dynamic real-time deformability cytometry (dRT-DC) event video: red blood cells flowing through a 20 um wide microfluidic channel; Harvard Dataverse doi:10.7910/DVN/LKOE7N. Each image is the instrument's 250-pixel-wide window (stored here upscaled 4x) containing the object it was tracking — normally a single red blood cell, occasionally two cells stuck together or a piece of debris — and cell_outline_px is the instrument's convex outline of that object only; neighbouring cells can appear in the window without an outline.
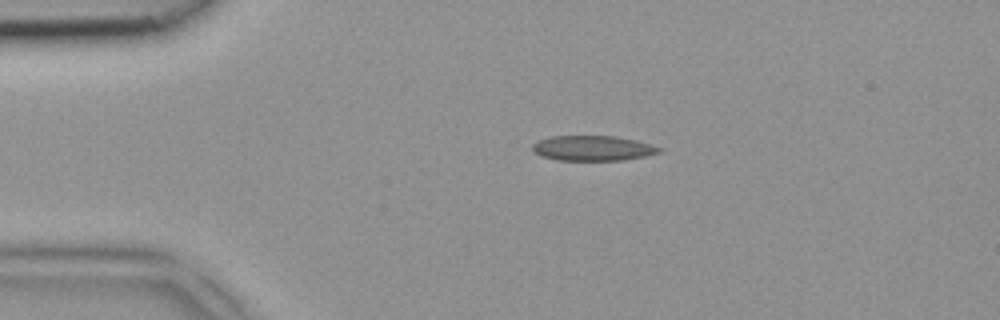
{"species": "common noctule bat (a hibernating species)", "species_latin": "Nyctalus noctula", "temperature_condition": "room temperature", "stored_images_in_passage": 2, "camera_frame_rate_fps": 3000, "um_per_image_px": 0.085, "animal": {"sex": "female", "body_mass_g": 18.4}, "frame": {"image": 1, "passage_image": 1, "time_ms": 0.0, "image_size_px": [1000, 320], "cell_outline_px": [[664, 152], [624, 160], [556, 160], [540, 156], [532, 148], [532, 144], [540, 140], [552, 136], [616, 136], [636, 140], [664, 148]], "centroid_in_image_um": [50.44, 12.6], "position_along_channel_um": 34.6, "area_um2": 18.61}}